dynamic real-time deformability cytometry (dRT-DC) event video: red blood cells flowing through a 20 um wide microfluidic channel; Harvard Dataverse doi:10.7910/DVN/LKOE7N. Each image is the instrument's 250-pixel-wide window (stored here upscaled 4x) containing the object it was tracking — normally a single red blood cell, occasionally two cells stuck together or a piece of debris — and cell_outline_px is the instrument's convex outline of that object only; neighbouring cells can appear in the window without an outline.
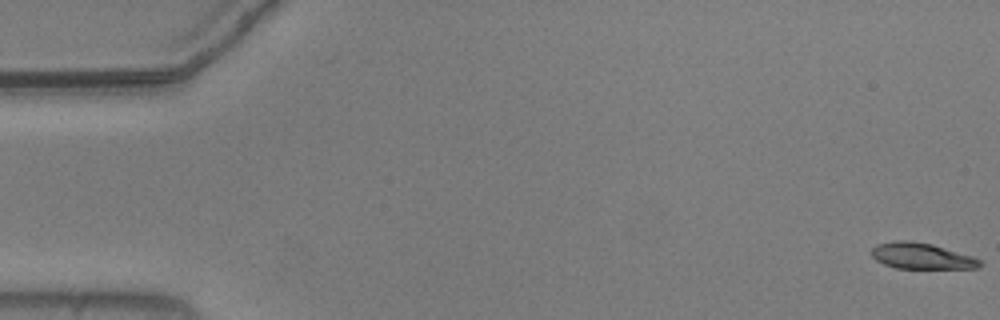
{"species": "common noctule bat (a hibernating species)", "species_latin": "Nyctalus noctula", "temperature_condition": "warm", "stored_images_in_passage": 55, "camera_frame_rate_fps": 3000, "um_per_image_px": 0.085, "animal": {"sex": "male", "body_mass_g": 20.5, "forearm_length_mm": 52.5}, "frame": {"image": 1, "passage_image": 1, "time_ms": 0.0, "image_size_px": [1000, 320], "cell_outline_px": [[984, 264], [980, 268], [896, 268], [884, 264], [876, 260], [868, 252], [876, 244], [896, 240], [908, 240], [932, 244], [972, 256], [980, 260]], "centroid_in_image_um": [78.3, 21.75], "position_along_channel_um": 6.7, "area_um2": 16.53}}
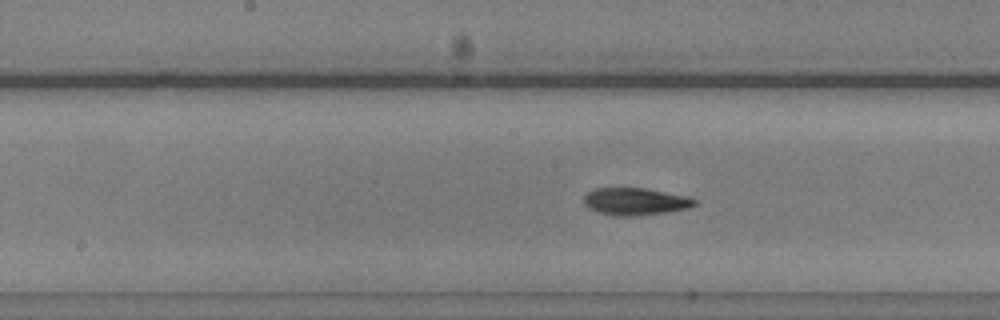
{"frame": {"image": 2, "passage_image": 28, "time_ms": 9.0, "image_size_px": [1000, 320], "cell_outline_px": [[696, 204], [688, 208], [668, 212], [628, 216], [616, 216], [596, 212], [588, 208], [584, 204], [584, 196], [588, 192], [596, 188], [644, 188], [684, 196], [696, 200]], "centroid_in_image_um": [53.94, 17.13], "position_along_channel_um": 194.3, "area_um2": 17.4}}
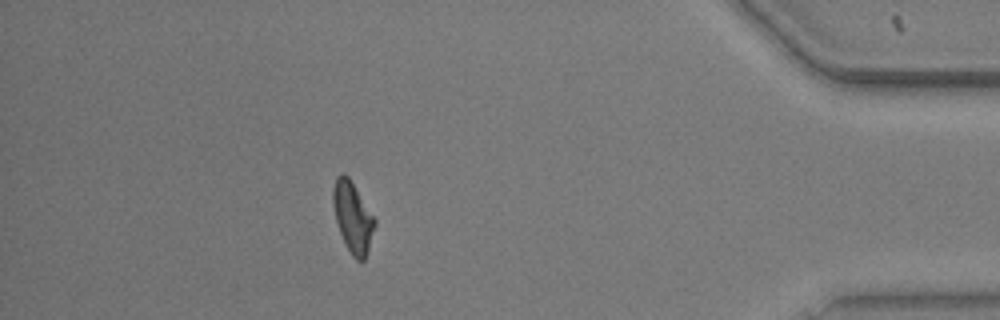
{"frame": {"image": 3, "passage_image": 49, "time_ms": 16.0, "image_size_px": [1000, 320], "cell_outline_px": [[376, 224], [364, 260], [356, 260], [352, 256], [340, 232], [336, 220], [332, 204], [332, 192], [336, 176], [348, 176], [376, 220]], "centroid_in_image_um": [29.97, 18.46], "position_along_channel_um": 405.2, "area_um2": 16.65}, "authors_computed_cell_mechanics": {"area_um2": 17.2822, "velocity_mm_per_s": 3.7008, "shape_relaxation_time_tau1_ms": 6.6253, "shape_relaxation_time_tau2_ms": null, "deformation_change_tau1": 0.1842, "deformation_change_tau2": null}}